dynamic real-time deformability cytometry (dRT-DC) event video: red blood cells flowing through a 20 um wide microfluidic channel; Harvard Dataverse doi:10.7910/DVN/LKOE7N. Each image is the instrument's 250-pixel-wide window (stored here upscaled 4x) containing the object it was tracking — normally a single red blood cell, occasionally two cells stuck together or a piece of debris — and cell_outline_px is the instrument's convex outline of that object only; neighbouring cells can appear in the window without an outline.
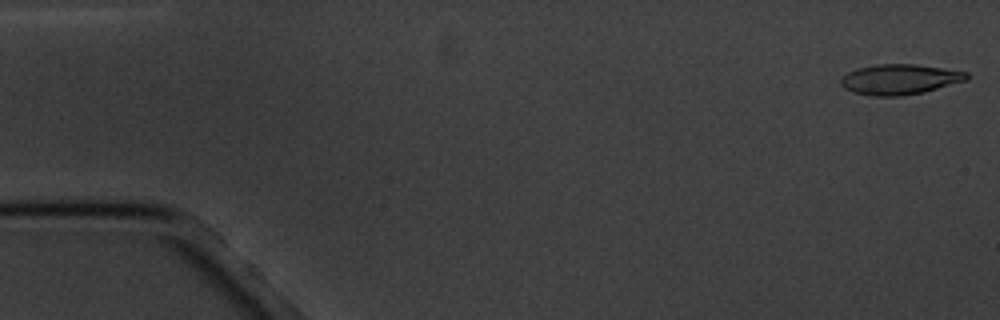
{"species": "common noctule bat (a hibernating species)", "species_latin": "Nyctalus noctula", "temperature_condition": "cold", "stored_images_in_passage": 6, "camera_frame_rate_fps": 3000, "um_per_image_px": 0.085, "animal": {"sex": "male", "body_mass_g": 20.1, "forearm_length_mm": 53.5}, "frame": {"image": 1, "passage_image": 1, "time_ms": 0.0, "image_size_px": [1000, 320], "cell_outline_px": [[968, 80], [924, 92], [900, 96], [872, 96], [852, 92], [844, 88], [840, 84], [840, 80], [848, 72], [856, 68], [876, 64], [916, 64], [968, 72]], "centroid_in_image_um": [76.46, 6.74], "position_along_channel_um": 8.5, "area_um2": 22.31}}